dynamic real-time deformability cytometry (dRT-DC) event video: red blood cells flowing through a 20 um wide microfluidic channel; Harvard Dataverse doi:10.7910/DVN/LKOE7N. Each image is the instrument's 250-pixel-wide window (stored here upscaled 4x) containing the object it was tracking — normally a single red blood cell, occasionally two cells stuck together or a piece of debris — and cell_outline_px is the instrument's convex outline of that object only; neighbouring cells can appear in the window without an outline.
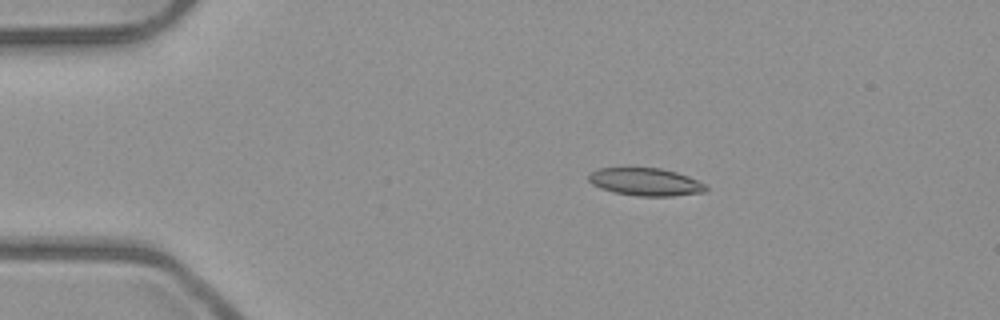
{"species": "common noctule bat (a hibernating species)", "species_latin": "Nyctalus noctula", "temperature_condition": "room temperature", "stored_images_in_passage": 6, "camera_frame_rate_fps": 3000, "um_per_image_px": 0.085, "animal": {"sex": "male", "body_mass_g": 23.1, "forearm_length_mm": 52.7}, "frame": {"image": 1, "passage_image": 1, "time_ms": 0.0, "image_size_px": [1000, 320], "cell_outline_px": [[708, 192], [672, 196], [636, 196], [616, 192], [600, 188], [592, 184], [588, 180], [588, 176], [596, 168], [660, 168], [676, 172], [688, 176], [708, 184]], "centroid_in_image_um": [54.93, 15.47], "position_along_channel_um": 30.1, "area_um2": 19.07}}
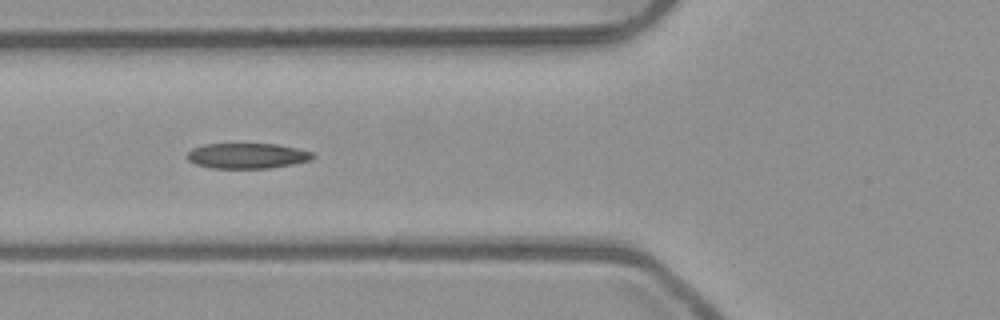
{"frame": {"image": 2, "passage_image": 4, "time_ms": 1.0, "image_size_px": [1000, 320], "cell_outline_px": [[316, 156], [312, 160], [272, 168], [212, 168], [196, 164], [188, 160], [184, 156], [192, 148], [204, 144], [276, 144], [296, 148], [312, 152]], "centroid_in_image_um": [21.0, 13.24], "position_along_channel_um": 104.8, "area_um2": 18.67}}
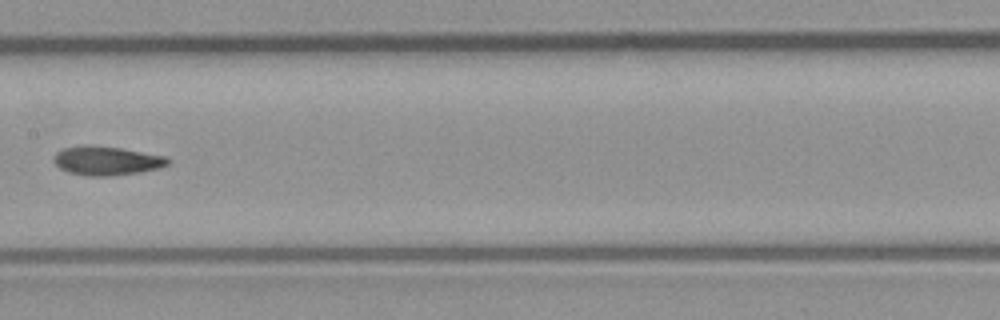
{"frame": {"image": 3, "passage_image": 6, "time_ms": 1.667, "image_size_px": [1000, 320], "cell_outline_px": [[172, 160], [168, 164], [160, 168], [140, 172], [112, 176], [88, 176], [68, 172], [60, 168], [52, 160], [52, 156], [56, 152], [64, 148], [88, 144], [120, 148], [164, 156]], "centroid_in_image_um": [9.04, 13.66], "position_along_channel_um": 198.4, "area_um2": 19.36}}